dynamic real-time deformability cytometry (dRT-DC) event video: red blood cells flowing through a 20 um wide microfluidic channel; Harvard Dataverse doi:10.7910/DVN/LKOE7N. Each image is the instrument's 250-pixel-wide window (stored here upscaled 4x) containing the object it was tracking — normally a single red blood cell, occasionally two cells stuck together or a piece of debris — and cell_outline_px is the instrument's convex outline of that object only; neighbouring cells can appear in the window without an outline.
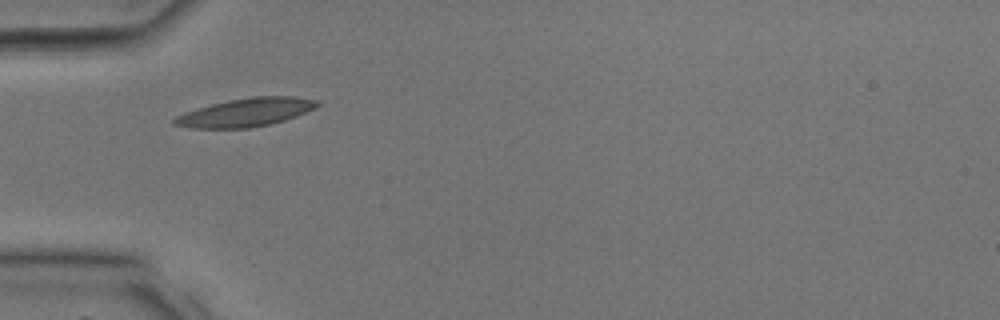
{"species": "common noctule bat (a hibernating species)", "species_latin": "Nyctalus noctula", "temperature_condition": "room temperature", "stored_images_in_passage": 12, "camera_frame_rate_fps": 3000, "um_per_image_px": 0.085, "animal": {"sex": "male", "body_mass_g": 17.9, "forearm_length_mm": 54.2}, "frame": {"image": 1, "passage_image": 1, "time_ms": 0.0, "image_size_px": [1000, 320], "cell_outline_px": [[320, 104], [296, 116], [284, 120], [268, 124], [248, 128], [192, 128], [172, 124], [172, 120], [176, 116], [212, 104], [228, 100], [252, 96], [292, 96], [316, 100]], "centroid_in_image_um": [20.87, 9.55], "position_along_channel_um": 64.1, "area_um2": 23.12}}
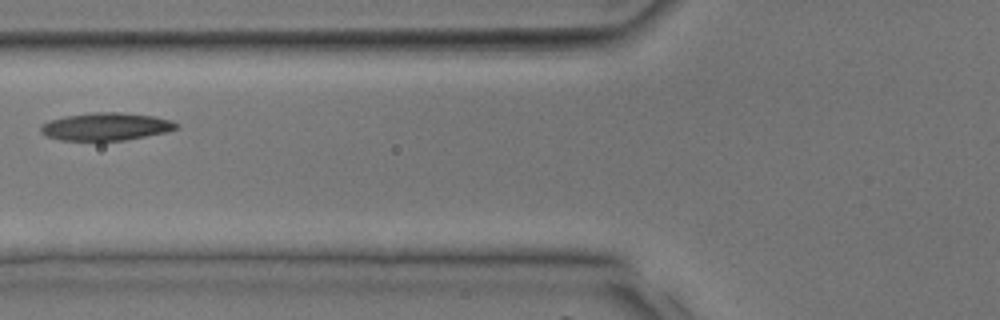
{"frame": {"image": 2, "passage_image": 4, "time_ms": 1.0, "image_size_px": [1000, 320], "cell_outline_px": [[180, 128], [168, 132], [124, 140], [60, 140], [44, 136], [40, 132], [40, 124], [48, 120], [64, 116], [92, 112], [120, 112], [152, 116], [172, 120], [180, 124]], "centroid_in_image_um": [8.99, 10.75], "position_along_channel_um": 116.8, "area_um2": 22.2}}
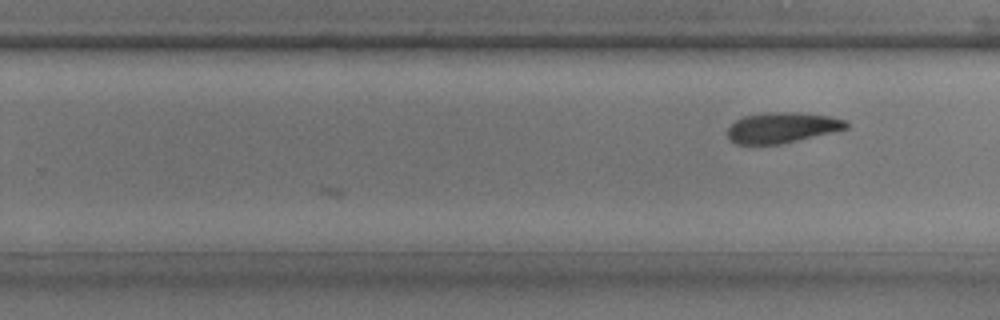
{"frame": {"image": 3, "passage_image": 12, "time_ms": 3.667, "image_size_px": [1000, 320], "cell_outline_px": [[848, 128], [832, 132], [780, 144], [736, 144], [728, 140], [728, 128], [736, 120], [744, 116], [764, 112], [800, 112], [832, 116], [844, 120], [848, 124]], "centroid_in_image_um": [66.46, 10.84], "position_along_channel_um": 263.3, "area_um2": 21.15}}